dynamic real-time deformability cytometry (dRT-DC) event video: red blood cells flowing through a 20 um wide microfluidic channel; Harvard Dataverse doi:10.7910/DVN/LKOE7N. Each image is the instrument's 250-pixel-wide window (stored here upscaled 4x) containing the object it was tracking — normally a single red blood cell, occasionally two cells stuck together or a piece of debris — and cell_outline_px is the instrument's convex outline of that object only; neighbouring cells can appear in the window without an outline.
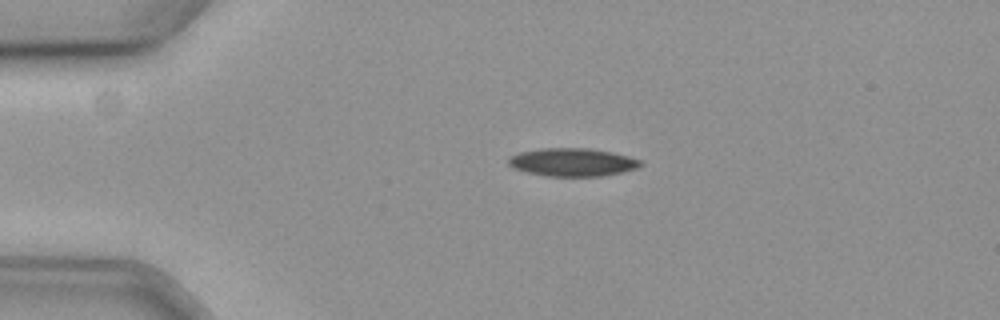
{"species": "common noctule bat (a hibernating species)", "species_latin": "Nyctalus noctula", "temperature_condition": "cold", "stored_images_in_passage": 57, "camera_frame_rate_fps": 3000, "um_per_image_px": 0.085, "animal": {"sex": "female", "body_mass_g": 19.3, "forearm_length_mm": 54.1}, "frame": {"image": 1, "passage_image": 12, "time_ms": 3.667, "image_size_px": [1000, 320], "cell_outline_px": [[644, 164], [636, 168], [620, 172], [600, 176], [544, 176], [512, 168], [508, 164], [508, 156], [520, 152], [540, 148], [588, 148], [612, 152], [628, 156], [640, 160]], "centroid_in_image_um": [48.62, 13.78], "position_along_channel_um": 36.4, "area_um2": 21.62}}
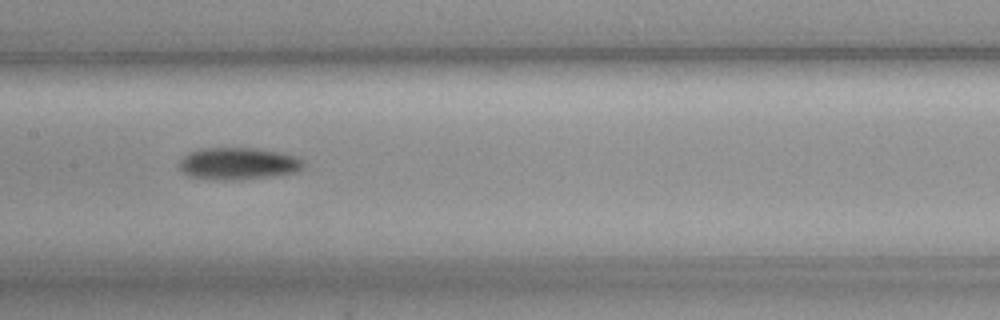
{"frame": {"image": 2, "passage_image": 28, "time_ms": 9.0, "image_size_px": [1000, 320], "cell_outline_px": [[304, 168], [296, 172], [264, 176], [188, 176], [176, 164], [184, 156], [200, 148], [256, 148], [280, 152], [296, 156], [304, 160]], "centroid_in_image_um": [20.3, 13.82], "position_along_channel_um": 187.1, "area_um2": 21.79}}
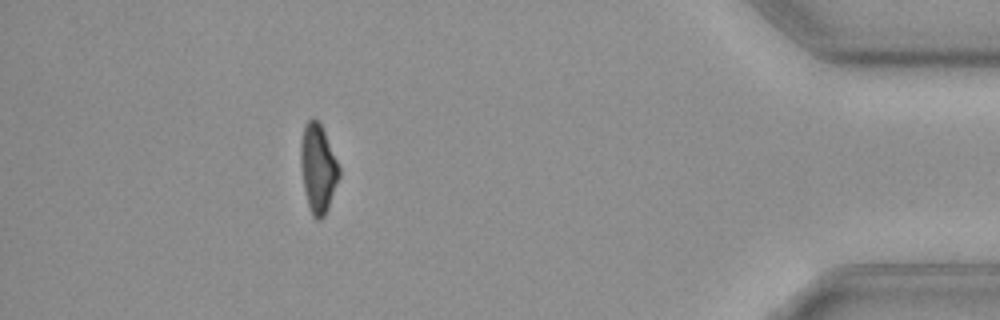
{"frame": {"image": 3, "passage_image": 51, "time_ms": 16.667, "image_size_px": [1000, 320], "cell_outline_px": [[340, 176], [328, 208], [324, 216], [320, 220], [316, 220], [312, 216], [308, 204], [304, 188], [300, 164], [300, 144], [304, 124], [312, 116], [320, 124], [324, 132], [340, 168]], "centroid_in_image_um": [27.02, 14.32], "position_along_channel_um": 408.2, "area_um2": 19.77}, "authors_computed_cell_mechanics": {"area_um2": 21.5594, "velocity_mm_per_s": 3.5981, "shape_relaxation_time_tau1_ms": 7.0568, "shape_relaxation_time_tau2_ms": null, "deformation_change_tau1": 0.1368, "deformation_change_tau2": null}}